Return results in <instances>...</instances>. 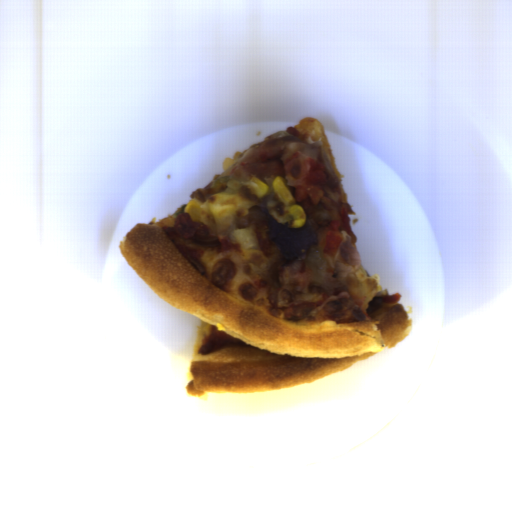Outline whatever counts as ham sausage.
I'll return each instance as SVG.
<instances>
[{"instance_id":"ham-sausage-2","label":"ham sausage","mask_w":512,"mask_h":512,"mask_svg":"<svg viewBox=\"0 0 512 512\" xmlns=\"http://www.w3.org/2000/svg\"><path fill=\"white\" fill-rule=\"evenodd\" d=\"M343 260L348 265H351L353 267H358L361 265V258L358 253L357 247L355 242L351 241V238L349 235H347L346 240L344 242V245L340 252Z\"/></svg>"},{"instance_id":"ham-sausage-1","label":"ham sausage","mask_w":512,"mask_h":512,"mask_svg":"<svg viewBox=\"0 0 512 512\" xmlns=\"http://www.w3.org/2000/svg\"><path fill=\"white\" fill-rule=\"evenodd\" d=\"M307 155L312 160L324 166L322 170L327 177L324 183L330 187L337 184V176L331 166L328 154L321 147L307 145L299 140H271L263 143L254 155L245 159L243 168L255 175H283L285 166L296 154Z\"/></svg>"}]
</instances>
